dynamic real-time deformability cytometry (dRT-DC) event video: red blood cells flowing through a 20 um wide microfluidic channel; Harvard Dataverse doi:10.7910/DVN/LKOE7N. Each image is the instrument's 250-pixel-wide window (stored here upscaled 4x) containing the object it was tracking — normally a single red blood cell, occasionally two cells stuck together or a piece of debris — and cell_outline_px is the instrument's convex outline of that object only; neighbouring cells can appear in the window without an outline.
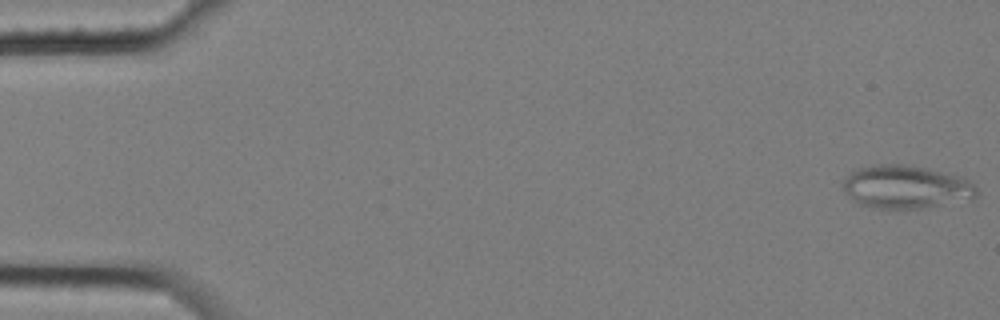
{"species": "common noctule bat (a hibernating species)", "species_latin": "Nyctalus noctula", "temperature_condition": "cold", "stored_images_in_passage": 7, "camera_frame_rate_fps": 3000, "um_per_image_px": 0.085, "animal": {"sex": "female", "body_mass_g": 25.1}, "frame": {"image": 1, "passage_image": 1, "time_ms": 0.0, "image_size_px": [1000, 320], "cell_outline_px": [[976, 196], [972, 200], [920, 208], [872, 208], [860, 204], [852, 200], [844, 192], [844, 180], [856, 168], [872, 164], [900, 164], [924, 168], [964, 176], [976, 188]], "centroid_in_image_um": [77.01, 15.89], "position_along_channel_um": 8.0, "area_um2": 33.64}}
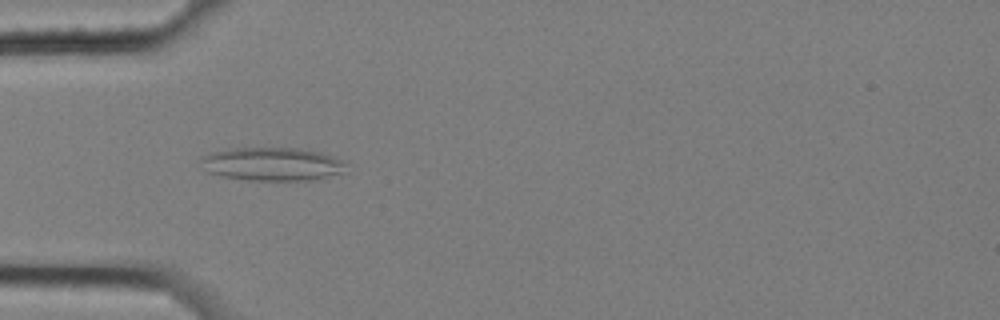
{"frame": {"image": 2, "passage_image": 6, "time_ms": 1.667, "image_size_px": [1000, 320], "cell_outline_px": [[344, 164], [340, 172], [312, 180], [248, 180], [220, 176], [208, 172], [200, 156], [212, 152], [232, 148], [296, 148], [320, 152], [332, 156], [340, 160]], "centroid_in_image_um": [23.06, 13.94], "position_along_channel_um": 61.9, "area_um2": 27.63}}